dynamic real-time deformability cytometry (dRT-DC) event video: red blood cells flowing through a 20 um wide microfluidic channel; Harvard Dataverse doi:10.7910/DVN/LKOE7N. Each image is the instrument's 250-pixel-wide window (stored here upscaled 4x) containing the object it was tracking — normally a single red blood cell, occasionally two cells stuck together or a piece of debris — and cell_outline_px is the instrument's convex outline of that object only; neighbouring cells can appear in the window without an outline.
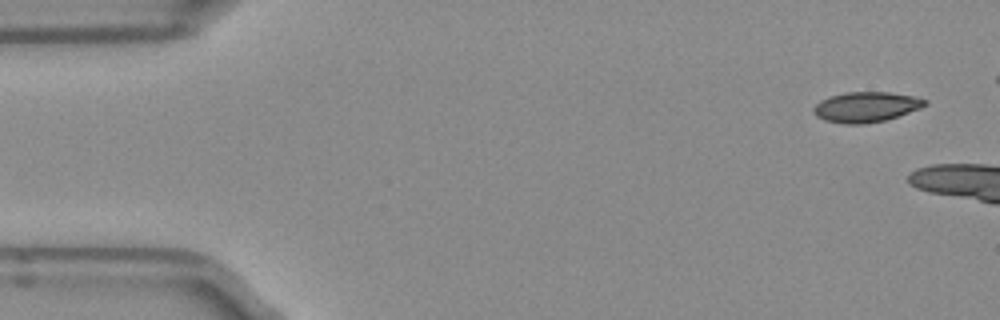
{"species": "Egyptian fruit bat (a non-hibernating species)", "species_latin": "Rousettus aegyptiacus", "temperature_condition": "room temperature", "stored_images_in_passage": 3, "camera_frame_rate_fps": 3000, "um_per_image_px": 0.085, "frame": {"image": 1, "passage_image": 1, "time_ms": 0.0, "image_size_px": [1000, 320], "cell_outline_px": [[928, 104], [920, 108], [884, 120], [864, 124], [844, 124], [824, 120], [816, 116], [812, 112], [812, 108], [820, 100], [828, 96], [848, 92], [888, 92], [916, 96], [928, 100]], "centroid_in_image_um": [73.59, 9.08], "position_along_channel_um": 11.4, "area_um2": 19.71}}